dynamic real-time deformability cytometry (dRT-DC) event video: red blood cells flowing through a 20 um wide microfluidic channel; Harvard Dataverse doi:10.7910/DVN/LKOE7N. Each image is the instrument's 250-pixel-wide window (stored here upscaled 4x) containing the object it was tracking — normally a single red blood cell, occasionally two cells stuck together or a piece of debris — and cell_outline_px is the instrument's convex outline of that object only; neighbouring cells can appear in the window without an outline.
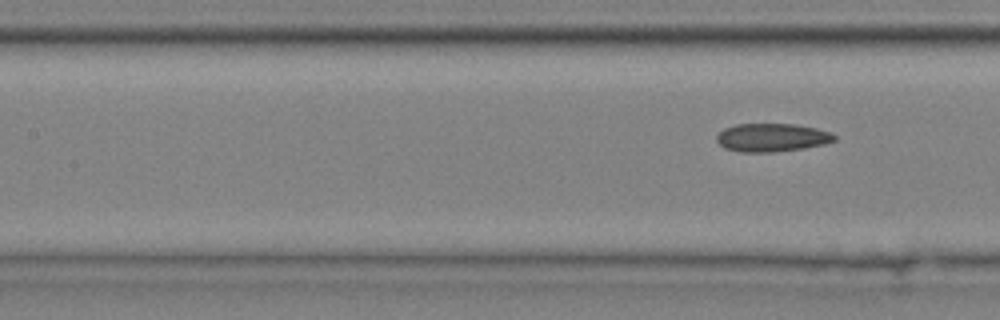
{"species": "common noctule bat (a hibernating species)", "species_latin": "Nyctalus noctula", "temperature_condition": "cold", "stored_images_in_passage": 5, "segment_of_instrument_passage": [2, 2], "camera_frame_rate_fps": 3000, "um_per_image_px": 0.085, "animal": {"sex": "male", "body_mass_g": 20.4}, "frame": {"image": 1, "passage_image": 5, "time_ms": 1.333, "image_size_px": [1000, 320], "cell_outline_px": [[836, 140], [824, 144], [804, 148], [772, 152], [740, 152], [724, 148], [716, 140], [716, 136], [724, 128], [736, 124], [796, 124], [816, 128], [832, 132], [836, 136]], "centroid_in_image_um": [65.62, 11.69], "position_along_channel_um": 141.8, "area_um2": 19.48}}